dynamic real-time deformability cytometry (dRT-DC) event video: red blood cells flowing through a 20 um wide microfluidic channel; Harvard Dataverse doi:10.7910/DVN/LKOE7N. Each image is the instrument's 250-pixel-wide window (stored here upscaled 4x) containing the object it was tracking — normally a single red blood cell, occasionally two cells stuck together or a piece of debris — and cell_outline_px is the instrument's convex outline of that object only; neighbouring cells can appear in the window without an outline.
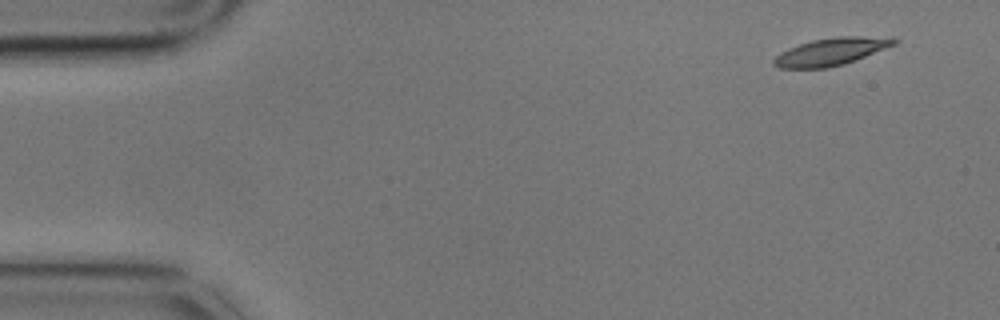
{"species": "common noctule bat (a hibernating species)", "species_latin": "Nyctalus noctula", "temperature_condition": "cold", "stored_images_in_passage": 11, "camera_frame_rate_fps": 3000, "um_per_image_px": 0.085, "animal": {"sex": "male", "body_mass_g": 17.9}, "frame": {"image": 1, "passage_image": 1, "time_ms": 0.0, "image_size_px": [1000, 320], "cell_outline_px": [[900, 40], [896, 44], [844, 64], [828, 68], [780, 68], [772, 64], [772, 60], [780, 52], [788, 48], [812, 40], [836, 36], [860, 36]], "centroid_in_image_um": [70.56, 4.4], "position_along_channel_um": 14.4, "area_um2": 18.96}}
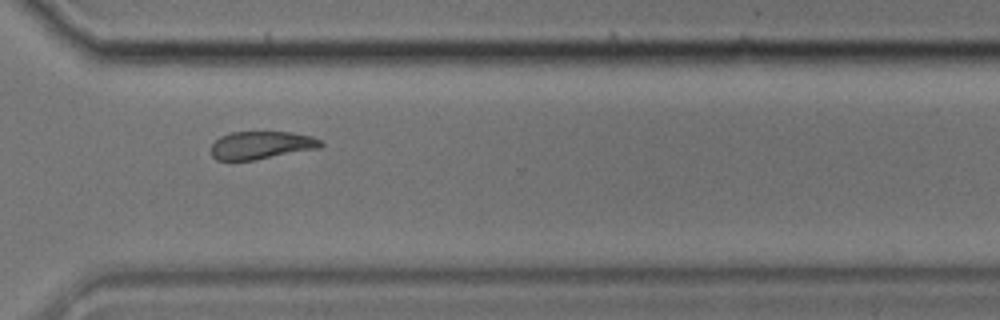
{"frame": {"image": 2, "passage_image": 10, "time_ms": 3.0, "image_size_px": [1000, 320], "cell_outline_px": [[324, 144], [320, 148], [252, 160], [216, 160], [212, 156], [212, 144], [220, 136], [232, 132], [292, 132], [312, 136], [320, 140]], "centroid_in_image_um": [22.22, 12.33], "position_along_channel_um": 348.4, "area_um2": 17.69}}
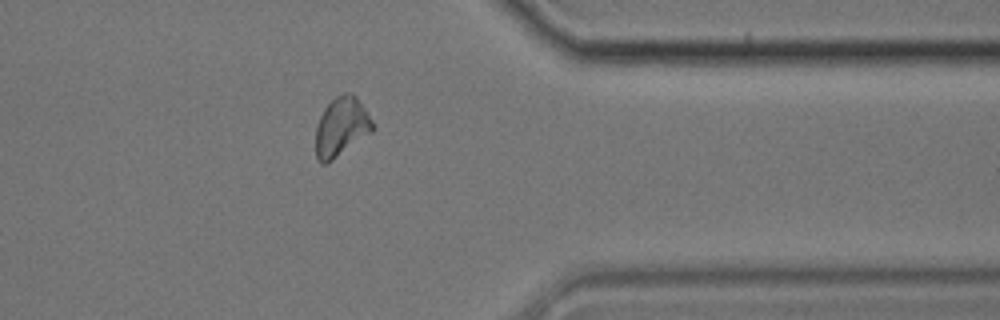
{"frame": {"image": 3, "passage_image": 11, "time_ms": 3.333, "image_size_px": [1000, 320], "cell_outline_px": [[376, 128], [372, 132], [328, 164], [320, 164], [316, 160], [316, 128], [320, 116], [324, 108], [336, 96], [344, 92], [352, 92], [356, 96], [372, 120]], "centroid_in_image_um": [29.01, 10.81], "position_along_channel_um": 382.4, "area_um2": 19.83}}